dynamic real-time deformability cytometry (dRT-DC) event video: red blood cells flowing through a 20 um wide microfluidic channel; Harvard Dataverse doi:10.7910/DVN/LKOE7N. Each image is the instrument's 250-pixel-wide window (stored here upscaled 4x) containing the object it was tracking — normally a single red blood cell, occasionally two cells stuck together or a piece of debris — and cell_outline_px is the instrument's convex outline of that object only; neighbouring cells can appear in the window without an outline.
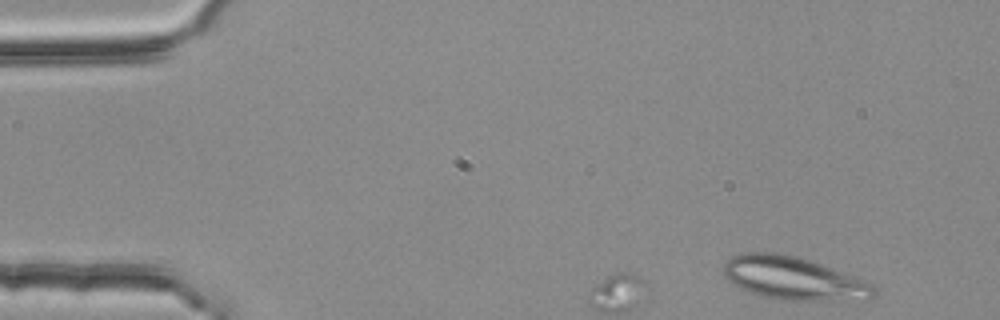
{"species": "common noctule bat (a hibernating species)", "species_latin": "Nyctalus noctula", "temperature_condition": "room temperature", "stored_images_in_passage": 6, "camera_frame_rate_fps": 3000, "um_per_image_px": 0.085, "animal": {"sex": "female", "body_mass_g": 25.1}, "frame": {"image": 1, "passage_image": 2, "time_ms": 0.333, "image_size_px": [1000, 320], "cell_outline_px": [[876, 296], [872, 300], [780, 300], [748, 292], [740, 288], [728, 280], [724, 276], [724, 264], [732, 256], [744, 252], [776, 252], [800, 256], [868, 280], [876, 288]], "centroid_in_image_um": [67.53, 23.65], "position_along_channel_um": 17.5, "area_um2": 38.44}}